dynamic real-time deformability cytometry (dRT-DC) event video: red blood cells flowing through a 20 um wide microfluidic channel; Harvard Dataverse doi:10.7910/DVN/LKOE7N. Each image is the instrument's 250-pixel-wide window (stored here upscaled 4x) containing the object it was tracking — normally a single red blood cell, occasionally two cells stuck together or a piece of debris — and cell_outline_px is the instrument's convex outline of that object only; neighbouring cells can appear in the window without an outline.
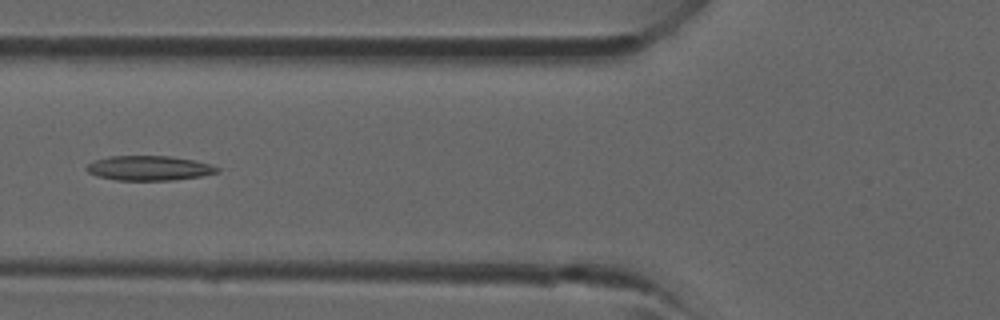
{"species": "common noctule bat (a hibernating species)", "species_latin": "Nyctalus noctula", "temperature_condition": "room temperature", "stored_images_in_passage": 32, "camera_frame_rate_fps": 3000, "um_per_image_px": 0.085, "animal": {"sex": "male", "forearm_length_mm": 52.5}, "frame": {"image": 1, "passage_image": 7, "time_ms": 2.0, "image_size_px": [1000, 320], "cell_outline_px": [[220, 172], [200, 176], [172, 180], [116, 180], [96, 176], [88, 172], [84, 168], [92, 160], [112, 156], [172, 156], [192, 160], [208, 164], [220, 168]], "centroid_in_image_um": [12.63, 14.29], "position_along_channel_um": 113.2, "area_um2": 18.79}}
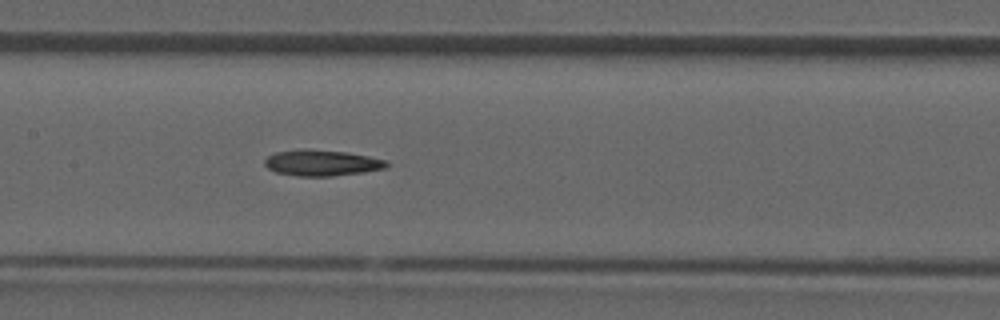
{"frame": {"image": 2, "passage_image": 11, "time_ms": 3.333, "image_size_px": [1000, 320], "cell_outline_px": [[388, 168], [364, 172], [332, 176], [296, 176], [276, 172], [268, 168], [264, 164], [264, 160], [268, 156], [276, 152], [348, 152], [388, 160]], "centroid_in_image_um": [27.44, 13.9], "position_along_channel_um": 180.0, "area_um2": 17.63}}
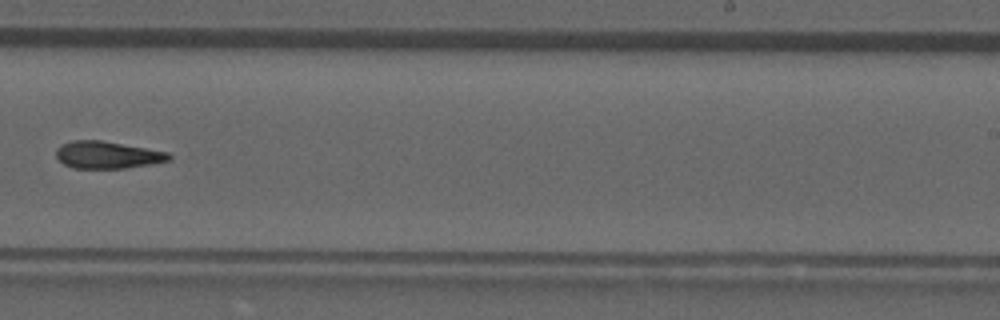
{"frame": {"image": 3, "passage_image": 17, "time_ms": 5.333, "image_size_px": [1000, 320], "cell_outline_px": [[172, 160], [152, 164], [124, 168], [72, 168], [64, 164], [56, 156], [56, 148], [60, 144], [72, 140], [100, 140], [168, 152], [172, 156]], "centroid_in_image_um": [9.12, 13.17], "position_along_channel_um": 279.9, "area_um2": 17.92}}